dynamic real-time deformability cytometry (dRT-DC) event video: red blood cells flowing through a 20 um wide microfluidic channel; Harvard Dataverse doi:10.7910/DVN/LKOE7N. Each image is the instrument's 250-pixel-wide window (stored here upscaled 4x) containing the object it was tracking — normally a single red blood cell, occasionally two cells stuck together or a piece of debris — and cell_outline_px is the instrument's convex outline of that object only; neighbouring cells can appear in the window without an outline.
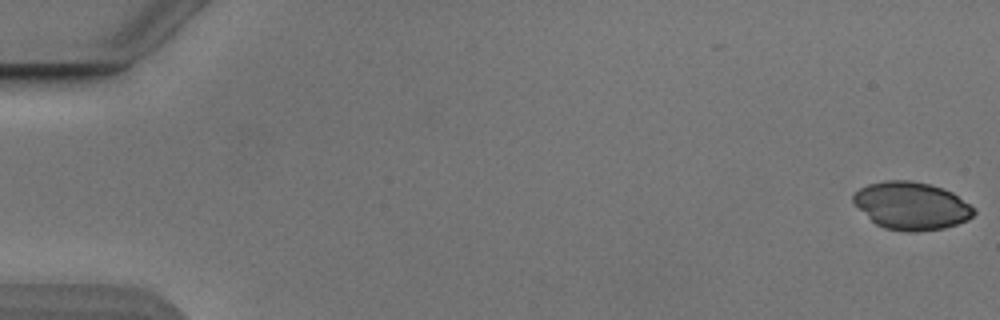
{"species": "Egyptian fruit bat (a non-hibernating species)", "species_latin": "Rousettus aegyptiacus", "temperature_condition": "cold", "stored_images_in_passage": 2, "camera_frame_rate_fps": 3000, "um_per_image_px": 0.085, "animal": {"sex": "male"}, "frame": {"image": 1, "passage_image": 2, "time_ms": 0.333, "image_size_px": [1000, 320], "cell_outline_px": [[976, 212], [968, 220], [944, 228], [916, 232], [908, 232], [884, 228], [876, 224], [852, 200], [852, 196], [860, 188], [868, 184], [884, 180], [912, 180], [944, 188], [952, 192], [976, 208]], "centroid_in_image_um": [77.51, 17.49], "position_along_channel_um": 7.5, "area_um2": 33.47}}